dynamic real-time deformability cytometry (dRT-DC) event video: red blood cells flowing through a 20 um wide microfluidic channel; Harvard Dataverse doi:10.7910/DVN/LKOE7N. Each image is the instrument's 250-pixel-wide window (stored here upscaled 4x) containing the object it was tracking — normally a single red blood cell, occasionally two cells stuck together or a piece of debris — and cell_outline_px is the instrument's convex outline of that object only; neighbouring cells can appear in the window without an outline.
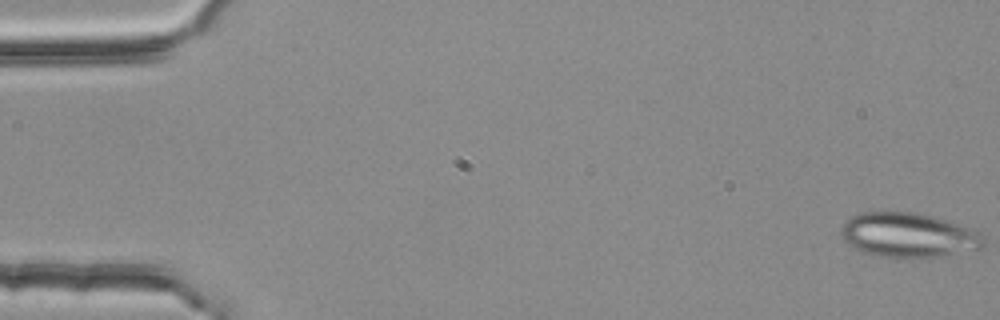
{"species": "common noctule bat (a hibernating species)", "species_latin": "Nyctalus noctula", "temperature_condition": "room temperature", "stored_images_in_passage": 3, "camera_frame_rate_fps": 3000, "um_per_image_px": 0.085, "animal": {"sex": "female", "body_mass_g": 25.1}, "frame": {"image": 1, "passage_image": 1, "time_ms": 0.0, "image_size_px": [1000, 320], "cell_outline_px": [[984, 248], [940, 256], [876, 256], [852, 248], [840, 236], [840, 228], [852, 216], [860, 212], [916, 212], [932, 216], [980, 232], [984, 236]], "centroid_in_image_um": [77.19, 19.97], "position_along_channel_um": 7.8, "area_um2": 36.59}}